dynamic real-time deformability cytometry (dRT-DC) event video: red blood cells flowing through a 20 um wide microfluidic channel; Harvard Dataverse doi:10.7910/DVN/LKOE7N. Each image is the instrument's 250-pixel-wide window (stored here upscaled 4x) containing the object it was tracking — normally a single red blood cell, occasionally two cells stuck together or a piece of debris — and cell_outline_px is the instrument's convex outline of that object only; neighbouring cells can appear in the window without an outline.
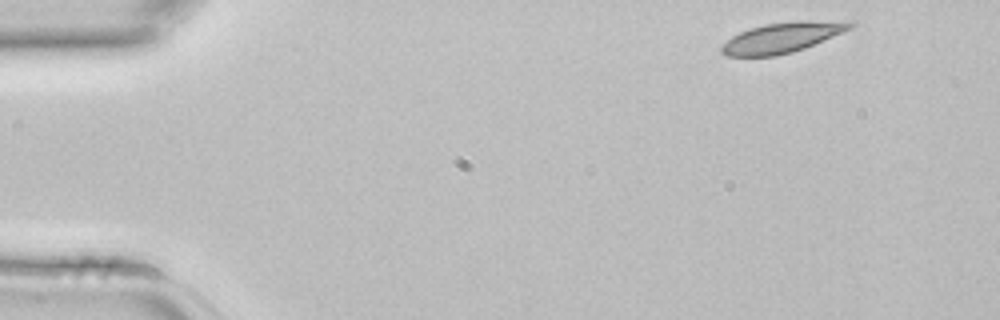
{"species": "common noctule bat (a hibernating species)", "species_latin": "Nyctalus noctula", "temperature_condition": "room temperature", "stored_images_in_passage": 3, "camera_frame_rate_fps": 3000, "um_per_image_px": 0.085, "animal": {"sex": "female", "body_mass_g": 22.7, "forearm_length_mm": 54.2}, "frame": {"image": 1, "passage_image": 1, "time_ms": 0.0, "image_size_px": [1000, 320], "cell_outline_px": [[856, 24], [852, 28], [804, 48], [792, 52], [776, 56], [728, 56], [720, 52], [720, 48], [732, 36], [740, 32], [764, 24], [796, 20], [852, 20]], "centroid_in_image_um": [66.55, 3.17], "position_along_channel_um": 18.5, "area_um2": 22.77}}